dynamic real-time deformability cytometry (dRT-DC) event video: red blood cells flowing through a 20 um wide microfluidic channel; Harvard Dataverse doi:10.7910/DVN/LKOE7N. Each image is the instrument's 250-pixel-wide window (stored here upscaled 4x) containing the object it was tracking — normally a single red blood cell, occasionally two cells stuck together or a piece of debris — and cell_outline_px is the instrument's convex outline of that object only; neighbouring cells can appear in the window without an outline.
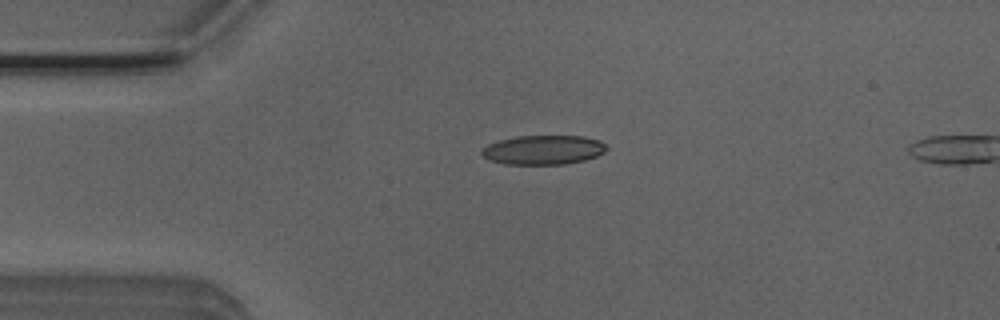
{"species": "Egyptian fruit bat (a non-hibernating species)", "species_latin": "Rousettus aegyptiacus", "temperature_condition": "room temperature", "stored_images_in_passage": 7, "camera_frame_rate_fps": 3000, "um_per_image_px": 0.085, "animal": {"sex": "male"}, "frame": {"image": 1, "passage_image": 1, "time_ms": 0.0, "image_size_px": [1000, 320], "cell_outline_px": [[608, 148], [604, 152], [596, 156], [584, 160], [564, 164], [504, 164], [488, 160], [480, 152], [488, 144], [500, 140], [516, 136], [584, 136], [600, 140]], "centroid_in_image_um": [46.18, 12.74], "position_along_channel_um": 38.8, "area_um2": 21.27}}